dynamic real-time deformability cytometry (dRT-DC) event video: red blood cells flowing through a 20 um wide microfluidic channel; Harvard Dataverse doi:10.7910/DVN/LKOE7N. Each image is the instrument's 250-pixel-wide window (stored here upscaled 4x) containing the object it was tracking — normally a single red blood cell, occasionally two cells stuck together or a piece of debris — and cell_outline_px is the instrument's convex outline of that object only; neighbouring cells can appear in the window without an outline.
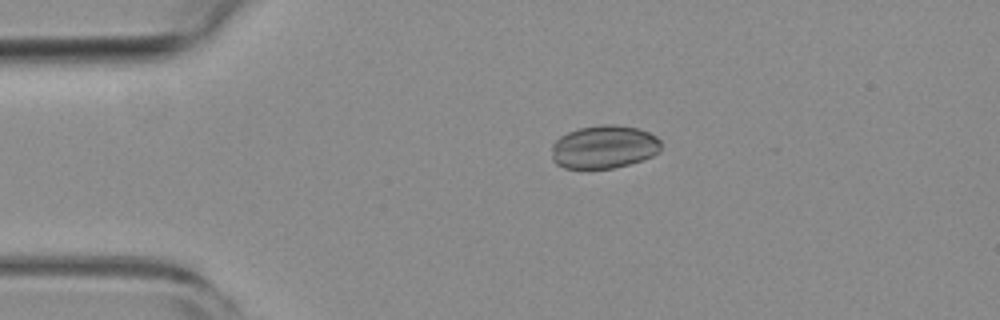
{"species": "common noctule bat (a hibernating species)", "species_latin": "Nyctalus noctula", "temperature_condition": "room temperature", "stored_images_in_passage": 10, "camera_frame_rate_fps": 3000, "um_per_image_px": 0.085, "animal": {"sex": "female", "body_mass_g": 19.3, "forearm_length_mm": 54.1}, "frame": {"image": 1, "passage_image": 3, "time_ms": 0.667, "image_size_px": [1000, 320], "cell_outline_px": [[660, 152], [644, 160], [612, 168], [564, 168], [556, 164], [552, 160], [552, 144], [560, 136], [568, 132], [580, 128], [604, 124], [616, 124], [636, 128], [648, 132], [656, 136], [660, 140]], "centroid_in_image_um": [51.34, 12.49], "position_along_channel_um": 33.7, "area_um2": 27.57}}
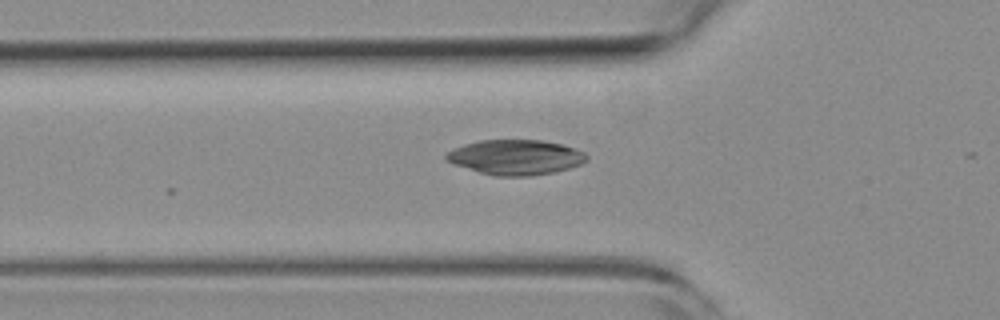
{"frame": {"image": 2, "passage_image": 10, "time_ms": 3.0, "image_size_px": [1000, 320], "cell_outline_px": [[588, 160], [580, 164], [568, 168], [552, 172], [532, 176], [496, 176], [480, 172], [452, 164], [444, 160], [444, 156], [452, 148], [464, 144], [480, 140], [540, 140], [564, 144], [584, 152], [588, 156]], "centroid_in_image_um": [43.8, 13.36], "position_along_channel_um": 82.0, "area_um2": 28.78}}